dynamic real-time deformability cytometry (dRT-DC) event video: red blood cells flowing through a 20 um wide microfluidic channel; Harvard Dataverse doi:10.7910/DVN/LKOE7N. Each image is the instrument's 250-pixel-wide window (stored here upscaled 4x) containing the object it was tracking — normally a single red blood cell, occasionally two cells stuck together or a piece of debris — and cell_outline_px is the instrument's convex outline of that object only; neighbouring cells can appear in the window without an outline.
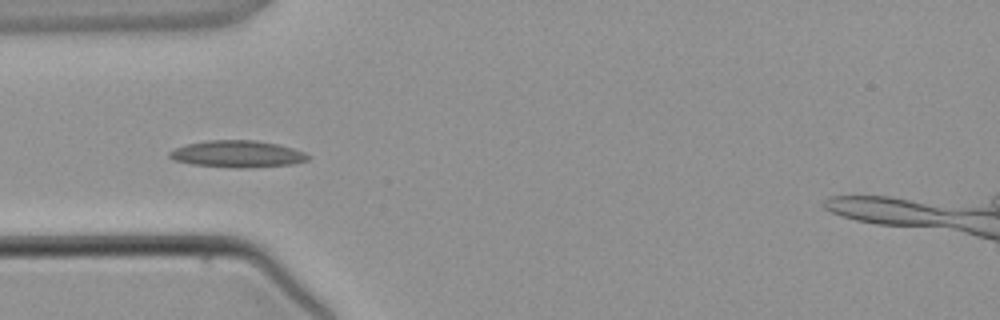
{"species": "common noctule bat (a hibernating species)", "species_latin": "Nyctalus noctula", "temperature_condition": "warm", "stored_images_in_passage": 5, "camera_frame_rate_fps": 3000, "um_per_image_px": 0.085, "animal": {"sex": "male", "body_mass_g": 21.5, "forearm_length_mm": 52.0}, "frame": {"image": 1, "passage_image": 4, "time_ms": 3.667, "image_size_px": [1000, 320], "cell_outline_px": [[312, 156], [308, 160], [292, 164], [252, 168], [232, 168], [192, 164], [172, 160], [168, 156], [168, 152], [184, 144], [208, 140], [256, 140], [280, 144], [304, 152]], "centroid_in_image_um": [20.18, 13.09], "position_along_channel_um": 64.8, "area_um2": 22.02}}
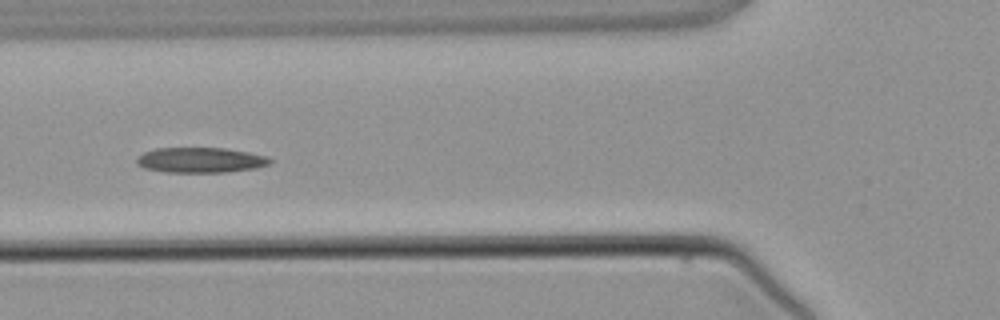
{"frame": {"image": 2, "passage_image": 5, "time_ms": 4.667, "image_size_px": [1000, 320], "cell_outline_px": [[272, 164], [256, 168], [228, 172], [164, 172], [144, 168], [136, 164], [136, 160], [144, 152], [156, 148], [224, 148], [248, 152], [268, 156], [272, 160]], "centroid_in_image_um": [17.07, 13.61], "position_along_channel_um": 108.7, "area_um2": 19.71}}